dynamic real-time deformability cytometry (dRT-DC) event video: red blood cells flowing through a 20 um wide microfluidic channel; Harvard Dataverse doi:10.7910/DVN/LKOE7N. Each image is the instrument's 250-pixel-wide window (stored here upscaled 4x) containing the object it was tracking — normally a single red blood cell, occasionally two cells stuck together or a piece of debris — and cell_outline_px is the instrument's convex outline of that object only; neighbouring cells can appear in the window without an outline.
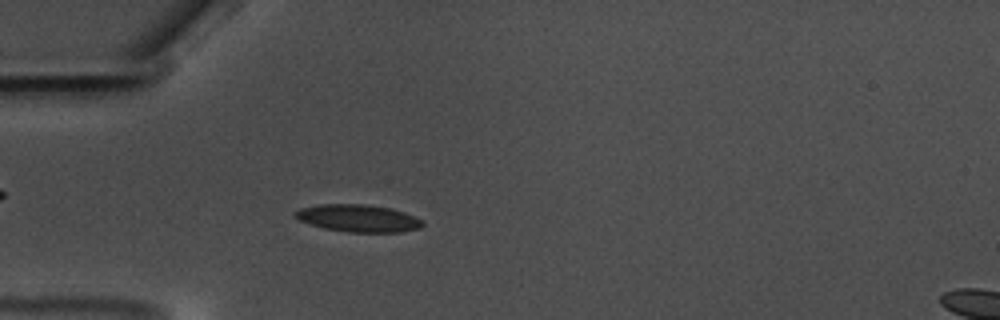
{"species": "common noctule bat (a hibernating species)", "species_latin": "Nyctalus noctula", "temperature_condition": "warm", "stored_images_in_passage": 52, "camera_frame_rate_fps": 3000, "um_per_image_px": 0.085, "animal": {"sex": "male", "body_mass_g": 17.5, "forearm_length_mm": 52.3}, "frame": {"image": 1, "passage_image": 11, "time_ms": 3.333, "image_size_px": [1000, 320], "cell_outline_px": [[424, 224], [420, 228], [400, 232], [348, 232], [324, 228], [300, 220], [292, 212], [300, 208], [320, 204], [364, 204], [392, 208], [404, 212], [424, 220]], "centroid_in_image_um": [30.48, 18.54], "position_along_channel_um": 54.5, "area_um2": 20.29}}
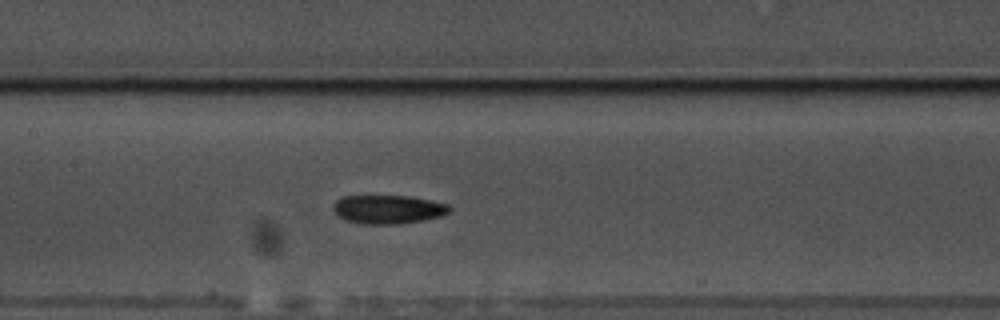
{"frame": {"image": 2, "passage_image": 22, "time_ms": 7.0, "image_size_px": [1000, 320], "cell_outline_px": [[452, 208], [448, 212], [440, 216], [400, 224], [360, 224], [344, 220], [336, 216], [332, 208], [332, 204], [340, 196], [408, 196], [448, 204]], "centroid_in_image_um": [32.89, 17.8], "position_along_channel_um": 174.5, "area_um2": 19.54}}
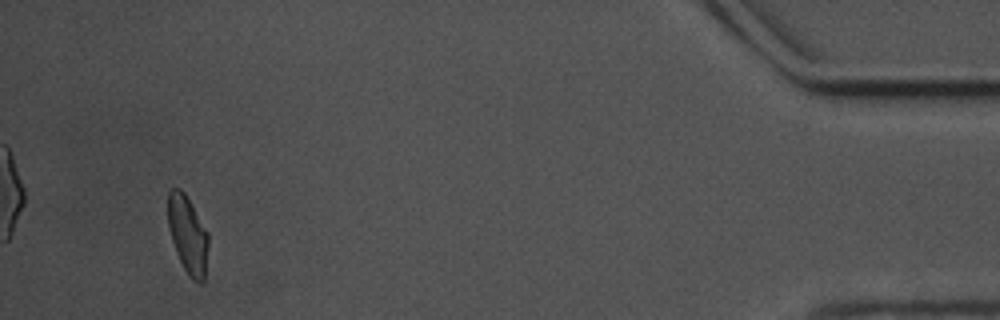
{"frame": {"image": 3, "passage_image": 49, "time_ms": 16.0, "image_size_px": [1000, 320], "cell_outline_px": [[208, 248], [204, 280], [200, 284], [192, 280], [184, 268], [176, 252], [172, 240], [168, 224], [168, 192], [172, 188], [180, 188], [184, 192], [208, 232]], "centroid_in_image_um": [15.96, 19.95], "position_along_channel_um": 419.2, "area_um2": 18.15}, "authors_computed_cell_mechanics": {"area_um2": 19.2474, "velocity_mm_per_s": 3.5178, "shape_relaxation_time_tau1_ms": 4.7363, "shape_relaxation_time_tau2_ms": 3.0886, "deformation_change_tau1": 0.1449, "deformation_change_tau2": 0.0939}}